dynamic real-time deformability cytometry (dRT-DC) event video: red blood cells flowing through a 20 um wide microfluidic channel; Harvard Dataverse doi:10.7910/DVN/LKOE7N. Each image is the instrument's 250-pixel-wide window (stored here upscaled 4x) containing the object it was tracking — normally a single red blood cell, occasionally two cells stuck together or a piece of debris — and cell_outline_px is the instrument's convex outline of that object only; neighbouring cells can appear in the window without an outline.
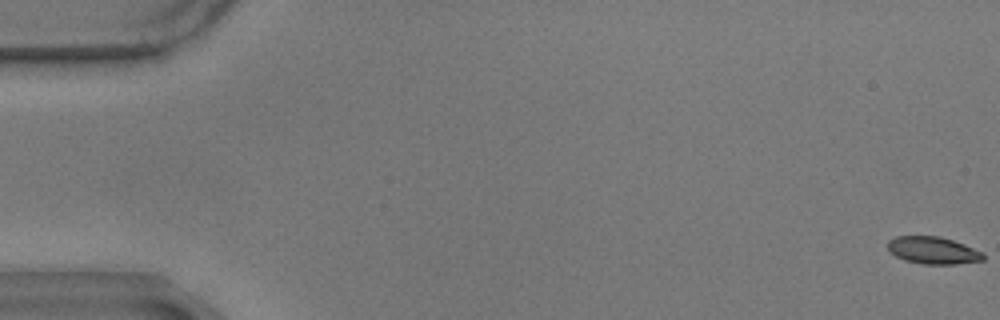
{"species": "common noctule bat (a hibernating species)", "species_latin": "Nyctalus noctula", "temperature_condition": "warm", "stored_images_in_passage": 17, "camera_frame_rate_fps": 3000, "um_per_image_px": 0.085, "animal": {"sex": "male", "body_mass_g": 17.9}, "frame": {"image": 1, "passage_image": 1, "time_ms": 0.0, "image_size_px": [1000, 320], "cell_outline_px": [[984, 260], [956, 264], [920, 264], [904, 260], [896, 256], [888, 248], [888, 240], [896, 236], [940, 236], [964, 244], [984, 252]], "centroid_in_image_um": [79.32, 21.28], "position_along_channel_um": 5.7, "area_um2": 15.2}}
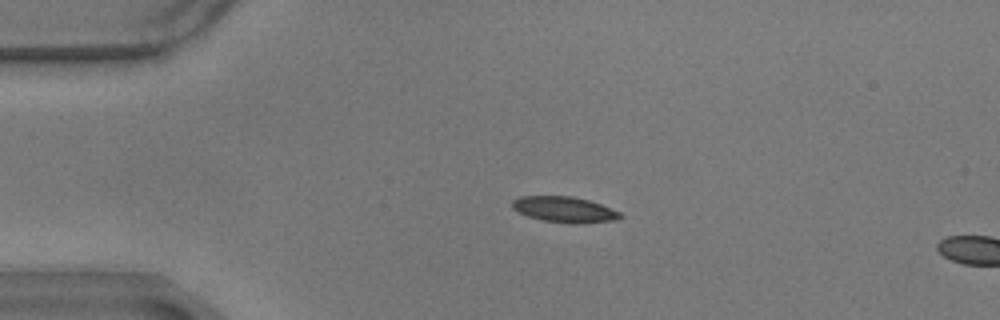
{"frame": {"image": 2, "passage_image": 14, "time_ms": 4.333, "image_size_px": [1000, 320], "cell_outline_px": [[624, 216], [616, 220], [576, 224], [568, 224], [544, 220], [528, 216], [512, 208], [512, 200], [520, 196], [572, 196], [588, 200], [600, 204], [620, 212]], "centroid_in_image_um": [47.99, 17.81], "position_along_channel_um": 37.0, "area_um2": 16.18}}